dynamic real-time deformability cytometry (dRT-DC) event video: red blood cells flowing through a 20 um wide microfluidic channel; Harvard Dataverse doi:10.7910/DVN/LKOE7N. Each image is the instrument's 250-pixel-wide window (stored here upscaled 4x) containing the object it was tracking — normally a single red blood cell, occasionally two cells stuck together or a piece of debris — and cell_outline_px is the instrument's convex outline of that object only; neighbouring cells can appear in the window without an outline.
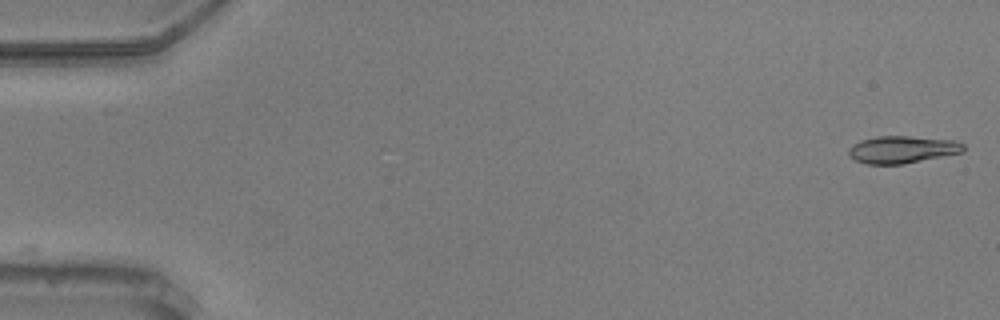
{"species": "common noctule bat (a hibernating species)", "species_latin": "Nyctalus noctula", "temperature_condition": "warm", "stored_images_in_passage": 56, "camera_frame_rate_fps": 3000, "um_per_image_px": 0.085, "animal": {"sex": "male", "body_mass_g": 20.5, "forearm_length_mm": 52.5}, "frame": {"image": 1, "passage_image": 1, "time_ms": 0.0, "image_size_px": [1000, 320], "cell_outline_px": [[964, 152], [904, 164], [864, 164], [848, 156], [848, 148], [852, 144], [860, 140], [876, 136], [908, 136], [956, 140], [964, 144]], "centroid_in_image_um": [76.67, 12.71], "position_along_channel_um": 8.3, "area_um2": 18.5}}
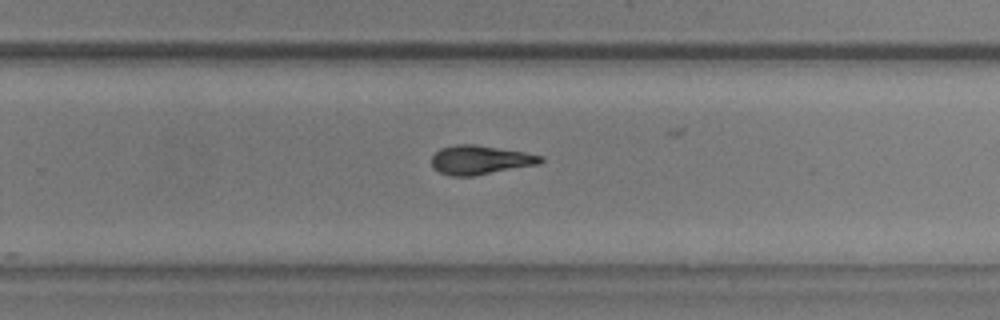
{"frame": {"image": 2, "passage_image": 36, "time_ms": 11.667, "image_size_px": [1000, 320], "cell_outline_px": [[544, 160], [540, 164], [472, 176], [452, 176], [440, 172], [432, 164], [432, 156], [440, 148], [456, 144], [476, 144], [524, 152], [544, 156]], "centroid_in_image_um": [40.84, 13.58], "position_along_channel_um": 289.0, "area_um2": 18.38}}
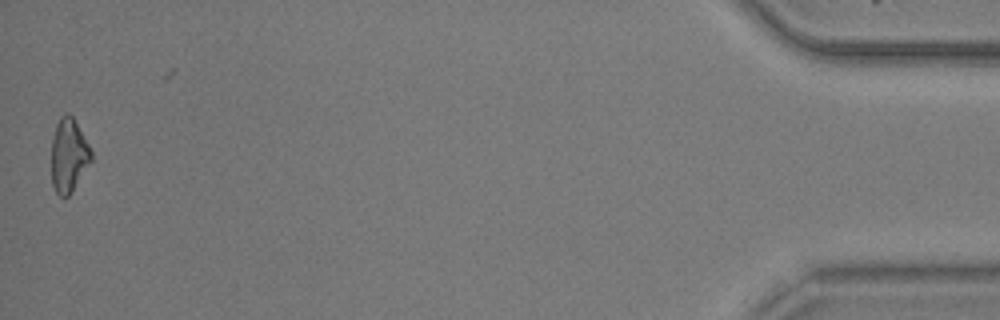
{"frame": {"image": 3, "passage_image": 55, "time_ms": 18.0, "image_size_px": [1000, 320], "cell_outline_px": [[92, 160], [72, 192], [68, 196], [60, 196], [56, 192], [52, 184], [52, 140], [56, 124], [60, 116], [64, 112], [68, 112], [72, 116], [88, 144], [92, 152]], "centroid_in_image_um": [5.84, 13.2], "position_along_channel_um": 429.4, "area_um2": 16.99}, "authors_computed_cell_mechanics": {"area_um2": 18.3515, "velocity_mm_per_s": 3.6605, "shape_relaxation_time_tau1_ms": 5.222, "shape_relaxation_time_tau2_ms": 4.1523, "deformation_change_tau1": 0.1791, "deformation_change_tau2": 0.1149}}